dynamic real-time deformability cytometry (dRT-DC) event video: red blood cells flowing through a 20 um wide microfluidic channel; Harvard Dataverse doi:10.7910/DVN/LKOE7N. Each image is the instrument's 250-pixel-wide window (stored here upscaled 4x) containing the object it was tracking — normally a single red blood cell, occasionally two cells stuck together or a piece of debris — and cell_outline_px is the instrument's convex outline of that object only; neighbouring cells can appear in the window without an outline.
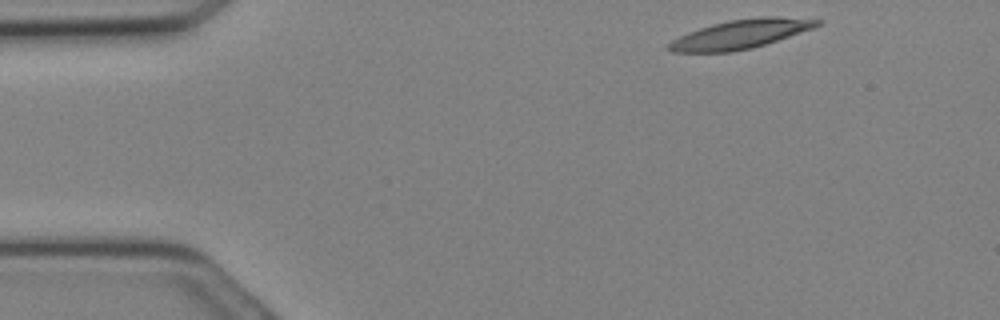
{"species": "Egyptian fruit bat (a non-hibernating species)", "species_latin": "Rousettus aegyptiacus", "temperature_condition": "cold", "stored_images_in_passage": 7, "camera_frame_rate_fps": 3000, "um_per_image_px": 0.085, "animal": {"sex": "female"}, "frame": {"image": 1, "passage_image": 1, "time_ms": 0.0, "image_size_px": [1000, 320], "cell_outline_px": [[824, 20], [820, 24], [812, 28], [752, 48], [732, 52], [672, 52], [664, 48], [672, 40], [688, 32], [712, 24], [728, 20], [764, 16], [772, 16]], "centroid_in_image_um": [62.89, 2.9], "position_along_channel_um": 22.1, "area_um2": 24.8}}
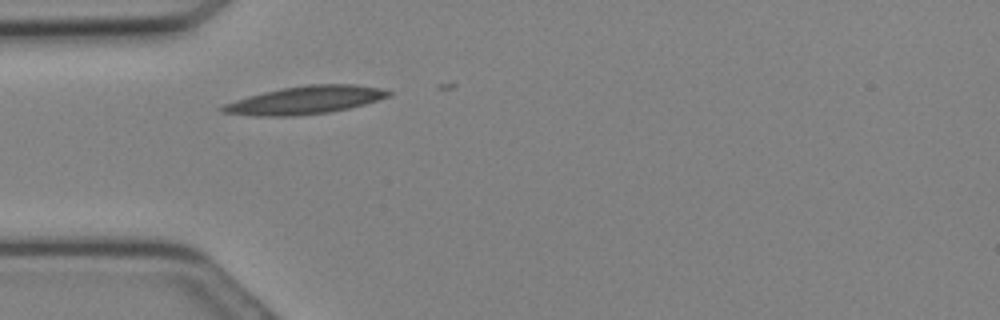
{"frame": {"image": 2, "passage_image": 6, "time_ms": 1.667, "image_size_px": [1000, 320], "cell_outline_px": [[392, 96], [364, 104], [348, 108], [328, 112], [296, 116], [252, 116], [220, 112], [216, 108], [224, 104], [248, 96], [280, 88], [308, 84], [356, 84], [380, 88], [392, 92]], "centroid_in_image_um": [25.92, 8.51], "position_along_channel_um": 59.1, "area_um2": 27.17}}